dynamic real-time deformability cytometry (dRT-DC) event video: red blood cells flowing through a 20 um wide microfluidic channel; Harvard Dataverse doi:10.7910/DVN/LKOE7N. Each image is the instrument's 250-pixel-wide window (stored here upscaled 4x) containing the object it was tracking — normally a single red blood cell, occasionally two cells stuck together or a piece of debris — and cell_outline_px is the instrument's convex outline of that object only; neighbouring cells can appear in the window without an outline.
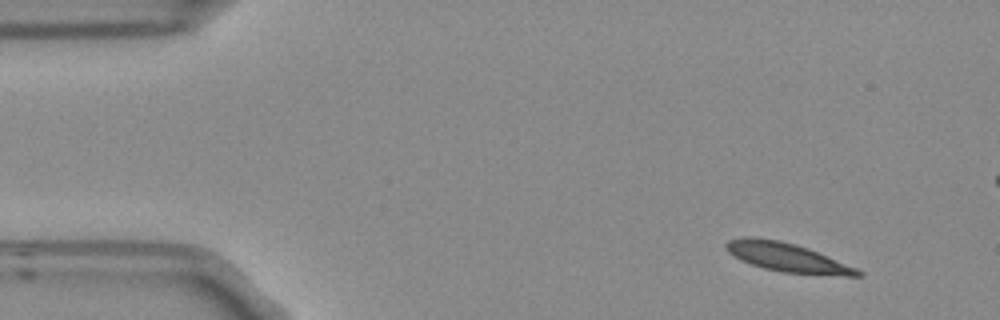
{"species": "Egyptian fruit bat (a non-hibernating species)", "species_latin": "Rousettus aegyptiacus", "temperature_condition": "room temperature", "stored_images_in_passage": 4, "camera_frame_rate_fps": 3000, "um_per_image_px": 0.085, "frame": {"image": 1, "passage_image": 1, "time_ms": 0.0, "image_size_px": [1000, 320], "cell_outline_px": [[864, 276], [844, 276], [784, 272], [764, 268], [740, 260], [728, 252], [724, 248], [724, 244], [728, 240], [744, 236], [756, 236], [780, 240], [796, 244], [808, 248], [856, 268], [864, 272]], "centroid_in_image_um": [66.87, 21.86], "position_along_channel_um": 18.1, "area_um2": 22.25}}